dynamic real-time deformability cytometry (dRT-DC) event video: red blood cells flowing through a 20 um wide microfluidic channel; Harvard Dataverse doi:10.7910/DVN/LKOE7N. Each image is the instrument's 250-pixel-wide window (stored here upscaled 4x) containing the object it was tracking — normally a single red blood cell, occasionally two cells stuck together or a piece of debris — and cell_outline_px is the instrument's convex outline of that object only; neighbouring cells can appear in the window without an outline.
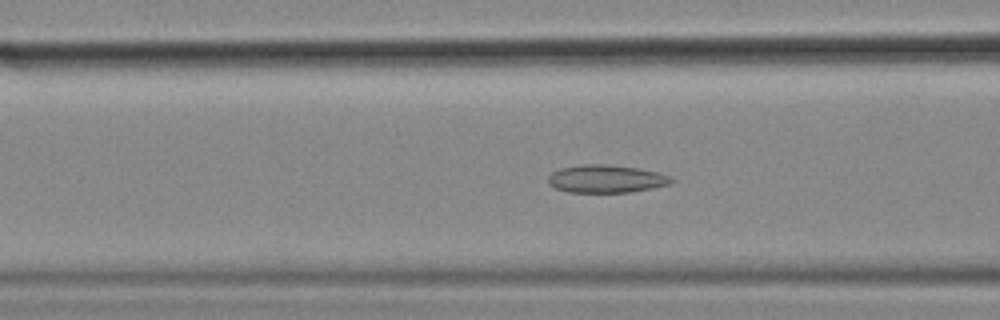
{"species": "common noctule bat (a hibernating species)", "species_latin": "Nyctalus noctula", "temperature_condition": "cold", "stored_images_in_passage": 45, "camera_frame_rate_fps": 3000, "um_per_image_px": 0.085, "animal": {"sex": "female", "body_mass_g": 18.4}, "frame": {"image": 1, "passage_image": 11, "time_ms": 3.333, "image_size_px": [1000, 320], "cell_outline_px": [[676, 180], [668, 184], [628, 192], [568, 192], [556, 188], [548, 184], [548, 176], [552, 172], [560, 168], [584, 164], [608, 164], [636, 168], [656, 172], [668, 176]], "centroid_in_image_um": [51.46, 15.19], "position_along_channel_um": 115.1, "area_um2": 19.71}}
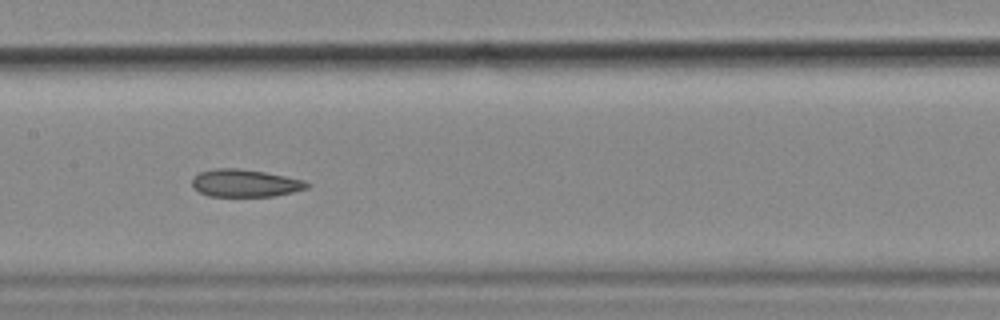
{"frame": {"image": 2, "passage_image": 17, "time_ms": 5.333, "image_size_px": [1000, 320], "cell_outline_px": [[312, 184], [308, 188], [292, 192], [272, 196], [208, 196], [200, 192], [192, 184], [192, 176], [200, 172], [216, 168], [236, 168], [264, 172], [304, 180]], "centroid_in_image_um": [20.83, 15.56], "position_along_channel_um": 186.6, "area_um2": 18.32}}
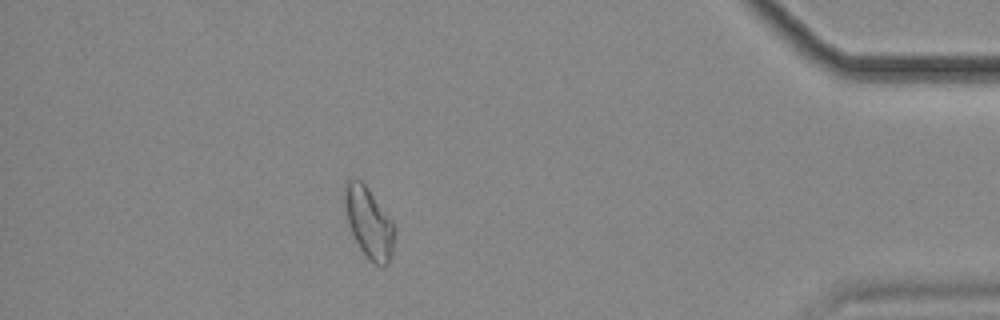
{"frame": {"image": 3, "passage_image": 39, "time_ms": 12.667, "image_size_px": [1000, 320], "cell_outline_px": [[396, 228], [392, 252], [388, 264], [384, 268], [380, 268], [368, 260], [360, 248], [348, 224], [340, 196], [344, 184], [352, 176], [360, 180], [368, 188], [392, 220]], "centroid_in_image_um": [31.32, 18.9], "position_along_channel_um": 403.9, "area_um2": 21.33}, "authors_computed_cell_mechanics": {"area_um2": 19.7098, "velocity_mm_per_s": 3.5744, "shape_relaxation_time_tau1_ms": null, "shape_relaxation_time_tau2_ms": 5.9173, "deformation_change_tau1": null, "deformation_change_tau2": 0.1181}}